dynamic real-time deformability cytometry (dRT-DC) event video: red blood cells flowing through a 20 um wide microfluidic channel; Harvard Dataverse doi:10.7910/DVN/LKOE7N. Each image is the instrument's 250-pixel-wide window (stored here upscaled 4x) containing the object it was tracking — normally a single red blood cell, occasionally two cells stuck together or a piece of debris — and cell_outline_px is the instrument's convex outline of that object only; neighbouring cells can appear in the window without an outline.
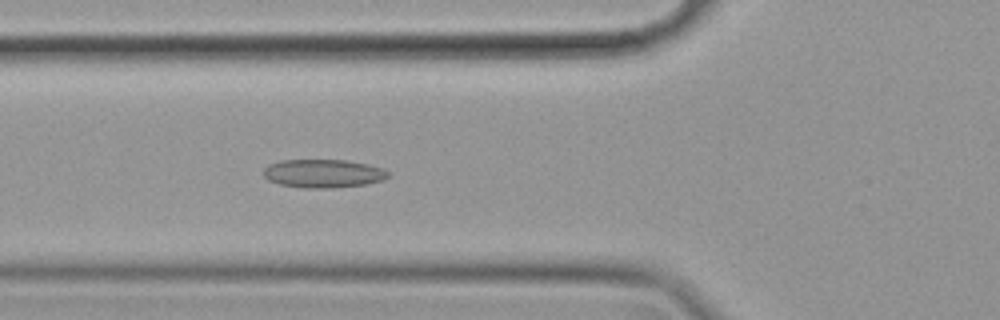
{"species": "common noctule bat (a hibernating species)", "species_latin": "Nyctalus noctula", "temperature_condition": "cold", "stored_images_in_passage": 44, "camera_frame_rate_fps": 3000, "um_per_image_px": 0.085, "animal": {"sex": "female", "body_mass_g": 19.9}, "frame": {"image": 1, "passage_image": 8, "time_ms": 2.333, "image_size_px": [1000, 320], "cell_outline_px": [[392, 172], [384, 180], [364, 184], [332, 188], [304, 188], [280, 184], [268, 180], [264, 176], [264, 168], [268, 164], [280, 160], [344, 160], [368, 164], [384, 168]], "centroid_in_image_um": [27.5, 14.74], "position_along_channel_um": 98.3, "area_um2": 20.75}}
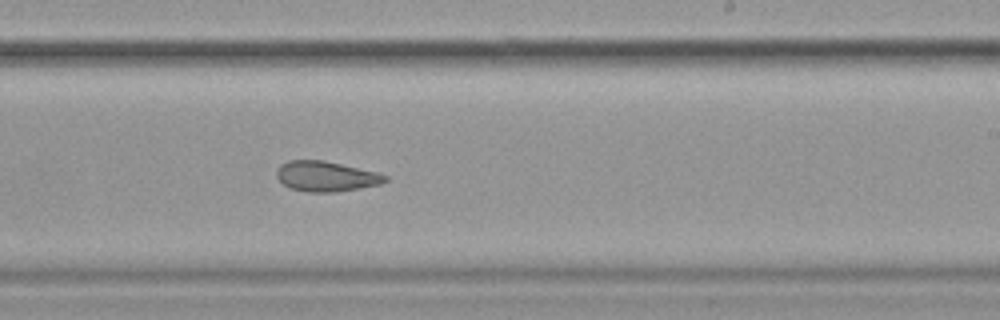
{"frame": {"image": 2, "passage_image": 22, "time_ms": 7.0, "image_size_px": [1000, 320], "cell_outline_px": [[388, 180], [380, 184], [360, 188], [336, 192], [308, 192], [292, 188], [284, 184], [276, 176], [276, 172], [280, 164], [288, 160], [324, 160], [376, 172], [388, 176]], "centroid_in_image_um": [27.71, 14.98], "position_along_channel_um": 261.3, "area_um2": 19.02}}
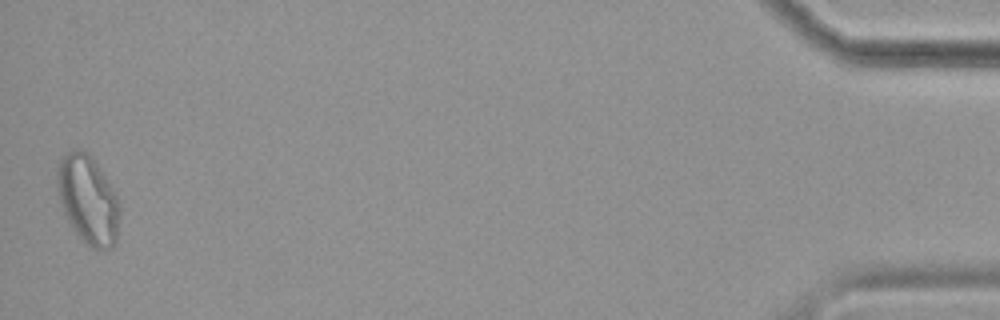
{"frame": {"image": 3, "passage_image": 44, "time_ms": 14.333, "image_size_px": [1000, 320], "cell_outline_px": [[120, 212], [116, 244], [112, 248], [100, 252], [92, 248], [80, 240], [72, 228], [60, 204], [56, 188], [56, 172], [60, 160], [68, 152], [76, 148], [80, 148], [88, 152], [92, 156], [116, 196], [120, 204]], "centroid_in_image_um": [7.47, 17.02], "position_along_channel_um": 427.7, "area_um2": 32.71}, "authors_computed_cell_mechanics": {"area_um2": 20.6635, "velocity_mm_per_s": 3.4969, "shape_relaxation_time_tau1_ms": null, "shape_relaxation_time_tau2_ms": 3.7595, "deformation_change_tau1": null, "deformation_change_tau2": 0.1056}}